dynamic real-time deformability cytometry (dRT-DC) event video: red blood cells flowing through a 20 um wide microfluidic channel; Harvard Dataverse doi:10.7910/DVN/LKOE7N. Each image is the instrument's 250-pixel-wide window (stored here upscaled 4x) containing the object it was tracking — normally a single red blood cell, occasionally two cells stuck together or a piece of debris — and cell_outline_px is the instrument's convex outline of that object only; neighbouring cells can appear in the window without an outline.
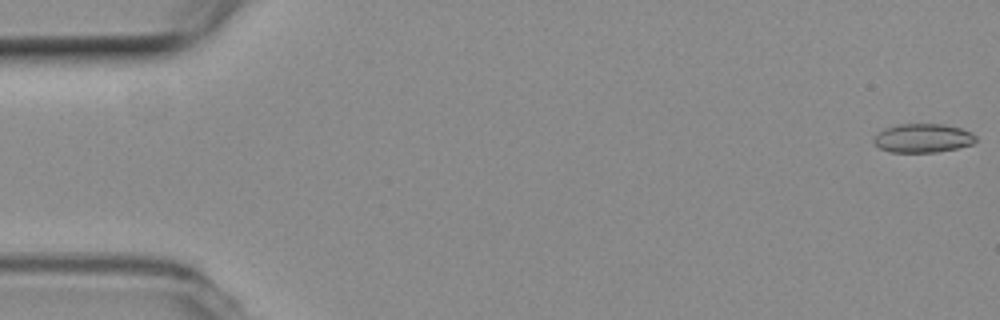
{"species": "common noctule bat (a hibernating species)", "species_latin": "Nyctalus noctula", "temperature_condition": "room temperature", "stored_images_in_passage": 17, "camera_frame_rate_fps": 3000, "um_per_image_px": 0.085, "animal": {"sex": "female", "body_mass_g": 19.3, "forearm_length_mm": 54.1}, "frame": {"image": 1, "passage_image": 1, "time_ms": 0.0, "image_size_px": [1000, 320], "cell_outline_px": [[976, 140], [972, 144], [956, 148], [936, 152], [888, 152], [880, 148], [872, 140], [872, 136], [884, 128], [900, 124], [944, 124], [960, 128], [972, 132], [976, 136]], "centroid_in_image_um": [78.41, 11.74], "position_along_channel_um": 6.6, "area_um2": 17.22}}
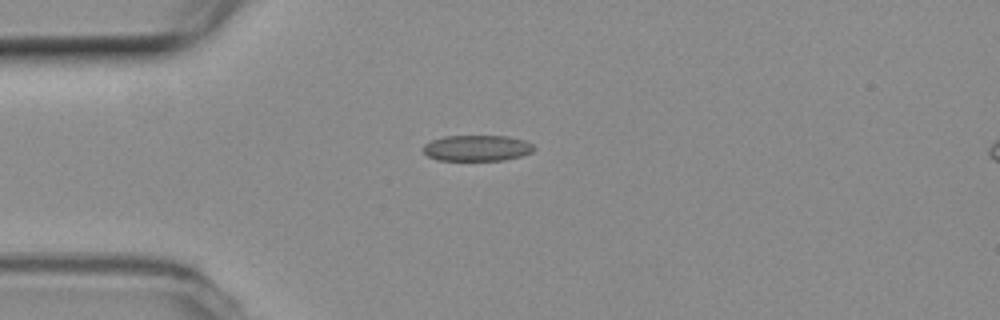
{"frame": {"image": 2, "passage_image": 14, "time_ms": 4.333, "image_size_px": [1000, 320], "cell_outline_px": [[536, 148], [532, 152], [520, 156], [504, 160], [436, 160], [428, 156], [424, 152], [424, 144], [432, 140], [444, 136], [508, 136], [524, 140], [532, 144]], "centroid_in_image_um": [40.55, 12.58], "position_along_channel_um": 44.4, "area_um2": 16.7}}